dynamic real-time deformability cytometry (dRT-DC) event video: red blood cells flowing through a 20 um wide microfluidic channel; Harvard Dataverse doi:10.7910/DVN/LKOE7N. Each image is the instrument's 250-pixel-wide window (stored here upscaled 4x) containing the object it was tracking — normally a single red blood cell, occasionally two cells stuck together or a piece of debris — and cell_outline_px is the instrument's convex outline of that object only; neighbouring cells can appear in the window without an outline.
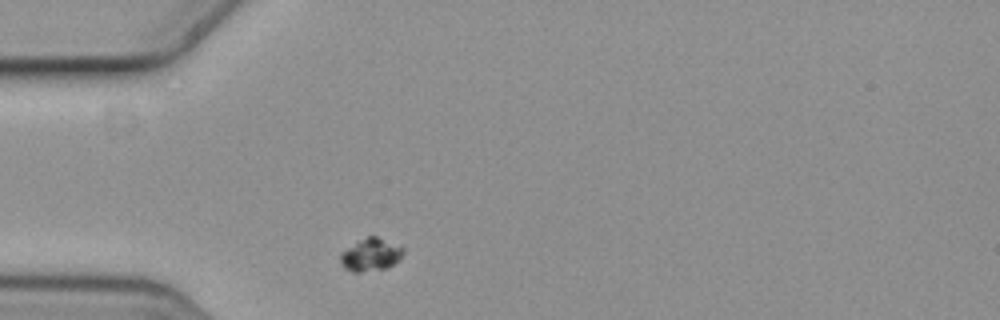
{"species": "common noctule bat (a hibernating species)", "species_latin": "Nyctalus noctula", "temperature_condition": "cold", "stored_images_in_passage": 1, "camera_frame_rate_fps": 3000, "um_per_image_px": 0.085, "animal": {"sex": "female", "body_mass_g": 19.3, "forearm_length_mm": 54.1}, "frame": {"image": 1, "passage_image": 1, "time_ms": 0.0, "image_size_px": [1000, 320], "cell_outline_px": [[404, 252], [400, 260], [388, 268], [360, 272], [352, 272], [344, 268], [340, 264], [340, 252], [360, 240], [368, 236], [376, 236], [400, 244], [404, 248]], "centroid_in_image_um": [31.54, 21.65], "position_along_channel_um": 53.5, "area_um2": 12.25}}